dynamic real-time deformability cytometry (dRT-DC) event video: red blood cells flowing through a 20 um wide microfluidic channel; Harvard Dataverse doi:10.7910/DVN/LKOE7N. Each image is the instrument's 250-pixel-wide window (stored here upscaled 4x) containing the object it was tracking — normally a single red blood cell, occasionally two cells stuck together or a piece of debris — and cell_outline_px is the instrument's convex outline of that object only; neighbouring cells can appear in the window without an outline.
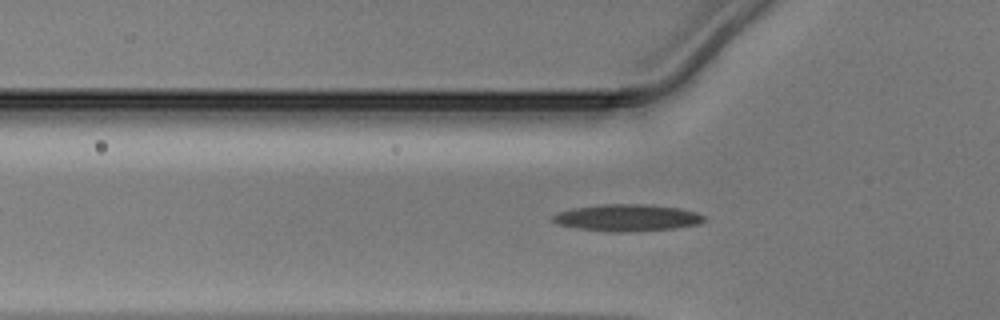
{"species": "Egyptian fruit bat (a non-hibernating species)", "species_latin": "Rousettus aegyptiacus", "temperature_condition": "warm", "stored_images_in_passage": 49, "camera_frame_rate_fps": 3000, "um_per_image_px": 0.085, "animal": {"sex": "male"}, "frame": {"image": 1, "passage_image": 15, "time_ms": 4.667, "image_size_px": [1000, 320], "cell_outline_px": [[704, 220], [696, 224], [672, 228], [580, 228], [560, 224], [552, 220], [552, 216], [556, 212], [572, 208], [600, 204], [644, 204], [680, 208], [696, 212], [704, 216]], "centroid_in_image_um": [53.29, 18.42], "position_along_channel_um": 72.5, "area_um2": 21.85}}
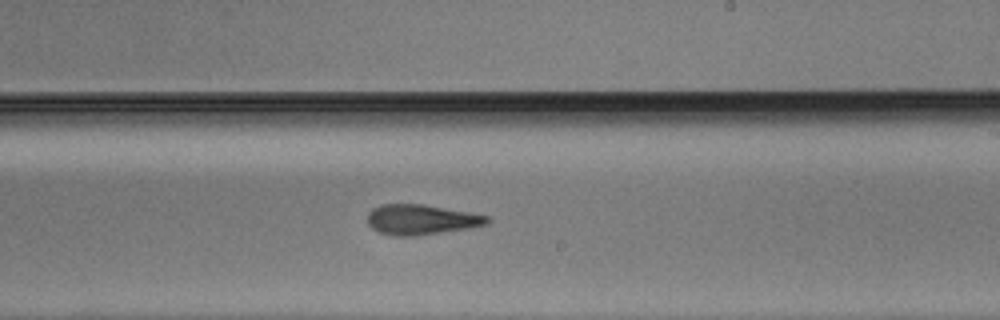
{"frame": {"image": 2, "passage_image": 28, "time_ms": 9.0, "image_size_px": [1000, 320], "cell_outline_px": [[492, 220], [488, 224], [468, 228], [420, 236], [392, 236], [380, 232], [372, 228], [368, 224], [368, 212], [372, 208], [380, 204], [424, 204], [468, 212], [488, 216]], "centroid_in_image_um": [35.8, 18.67], "position_along_channel_um": 253.2, "area_um2": 21.21}}
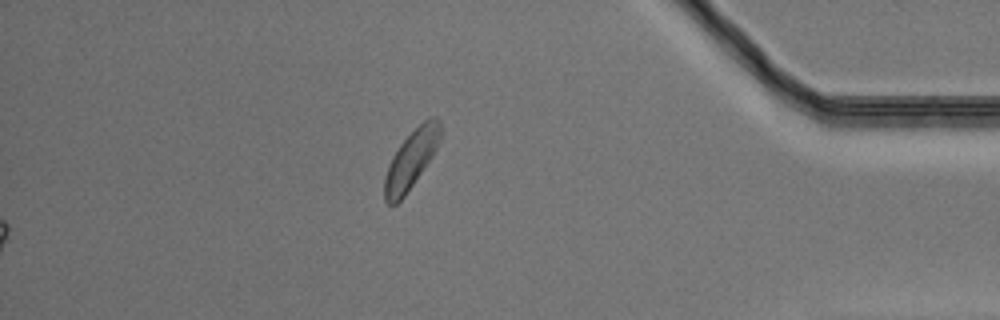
{"frame": {"image": 3, "passage_image": 49, "time_ms": 16.0, "image_size_px": [1000, 320], "cell_outline_px": [[440, 140], [432, 156], [404, 196], [396, 204], [388, 204], [384, 200], [384, 180], [392, 156], [400, 144], [428, 116], [436, 116], [440, 120]], "centroid_in_image_um": [34.95, 13.54], "position_along_channel_um": 400.3, "area_um2": 18.55}}